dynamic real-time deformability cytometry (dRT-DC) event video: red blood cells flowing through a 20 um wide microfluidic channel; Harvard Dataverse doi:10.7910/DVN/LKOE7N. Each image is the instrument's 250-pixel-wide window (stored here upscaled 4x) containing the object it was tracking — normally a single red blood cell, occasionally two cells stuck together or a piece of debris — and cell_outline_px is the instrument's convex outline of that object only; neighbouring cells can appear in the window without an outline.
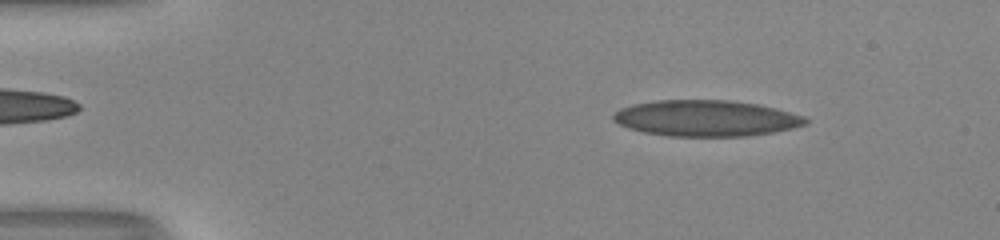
{"species": "human", "species_latin": "Homo sapiens", "temperature_condition": "room temperature", "stored_images_in_passage": 51, "camera_frame_rate_fps": 3000, "um_per_image_px": 0.085, "donor": {"sex": "male"}, "frame": {"image": 1, "passage_image": 7, "time_ms": 2.0, "image_size_px": [1000, 240], "cell_outline_px": [[808, 120], [804, 124], [792, 128], [772, 132], [744, 136], [668, 136], [644, 132], [628, 128], [612, 120], [612, 116], [620, 108], [632, 104], [660, 100], [728, 100], [756, 104], [788, 112], [800, 116]], "centroid_in_image_um": [59.92, 10.05], "position_along_channel_um": 25.1, "area_um2": 39.88}}
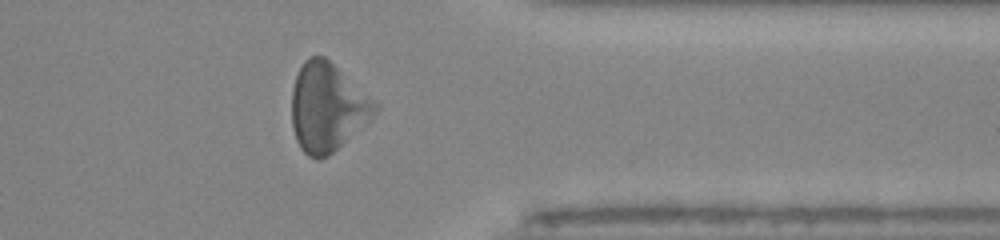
{"frame": {"image": 2, "passage_image": 41, "time_ms": 13.333, "image_size_px": [1000, 240], "cell_outline_px": [[376, 112], [328, 156], [308, 156], [300, 148], [296, 140], [292, 128], [292, 88], [296, 76], [304, 60], [312, 56], [324, 56], [376, 104]], "centroid_in_image_um": [27.74, 9.11], "position_along_channel_um": 383.7, "area_um2": 41.27}}
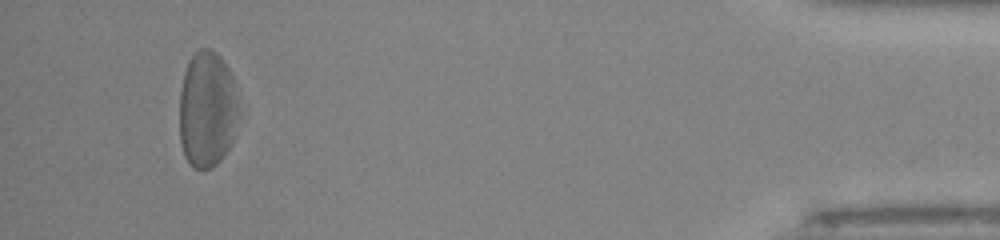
{"frame": {"image": 3, "passage_image": 48, "time_ms": 15.667, "image_size_px": [1000, 240], "cell_outline_px": [[236, 112], [232, 144], [224, 156], [212, 168], [196, 168], [184, 156], [180, 140], [180, 92], [184, 72], [188, 60], [200, 48], [212, 48], [220, 56], [228, 68], [232, 76], [236, 104]], "centroid_in_image_um": [17.57, 9.28], "position_along_channel_um": 417.6, "area_um2": 39.77}, "authors_computed_cell_mechanics": {"area_um2": 39.8242, "velocity_mm_per_s": 4.038, "shape_relaxation_time_tau1_ms": 9.0231, "shape_relaxation_time_tau2_ms": 1.1155, "deformation_change_tau1": 0.2309, "deformation_change_tau2": 0.0924}}